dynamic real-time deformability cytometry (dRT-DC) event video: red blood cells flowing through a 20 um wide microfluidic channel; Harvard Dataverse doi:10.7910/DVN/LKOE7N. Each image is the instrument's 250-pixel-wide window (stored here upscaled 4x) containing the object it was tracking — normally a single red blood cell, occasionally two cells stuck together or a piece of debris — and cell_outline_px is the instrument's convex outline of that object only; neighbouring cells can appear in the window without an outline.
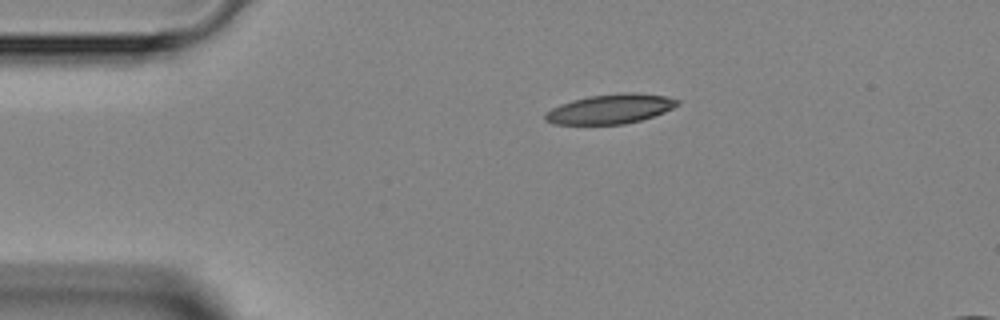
{"species": "Egyptian fruit bat (a non-hibernating species)", "species_latin": "Rousettus aegyptiacus", "temperature_condition": "room temperature", "stored_images_in_passage": 2, "camera_frame_rate_fps": 3000, "um_per_image_px": 0.085, "animal": {"sex": "female"}, "frame": {"image": 1, "passage_image": 1, "time_ms": 0.0, "image_size_px": [1000, 320], "cell_outline_px": [[680, 104], [664, 112], [640, 120], [624, 124], [552, 124], [544, 120], [544, 112], [560, 104], [572, 100], [588, 96], [620, 92], [636, 92], [664, 96], [680, 100]], "centroid_in_image_um": [51.85, 9.25], "position_along_channel_um": 33.2, "area_um2": 22.89}}